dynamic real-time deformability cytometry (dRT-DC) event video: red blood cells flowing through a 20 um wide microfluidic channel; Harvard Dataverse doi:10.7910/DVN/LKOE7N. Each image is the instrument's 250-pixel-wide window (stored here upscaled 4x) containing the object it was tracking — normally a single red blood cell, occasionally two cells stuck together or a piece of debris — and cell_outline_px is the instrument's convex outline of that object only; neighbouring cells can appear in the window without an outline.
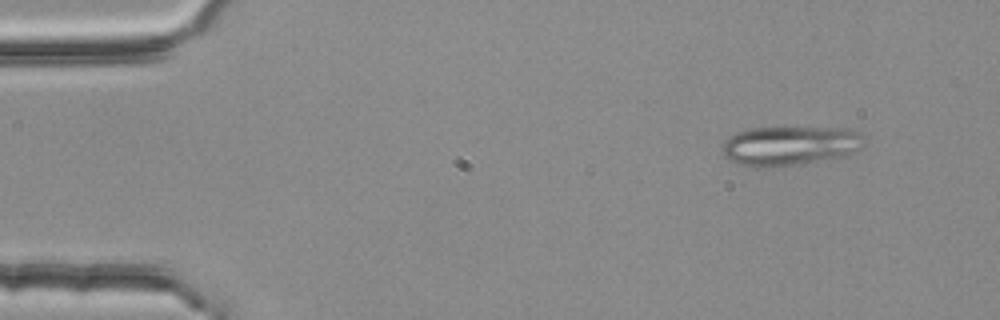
{"species": "common noctule bat (a hibernating species)", "species_latin": "Nyctalus noctula", "temperature_condition": "room temperature", "stored_images_in_passage": 4, "camera_frame_rate_fps": 3000, "um_per_image_px": 0.085, "animal": {"sex": "female", "body_mass_g": 25.1}, "frame": {"image": 1, "passage_image": 1, "time_ms": 0.0, "image_size_px": [1000, 320], "cell_outline_px": [[864, 144], [856, 152], [848, 156], [768, 168], [760, 168], [740, 164], [724, 156], [724, 140], [740, 132], [752, 128], [848, 128], [864, 132]], "centroid_in_image_um": [67.24, 12.38], "position_along_channel_um": 17.8, "area_um2": 32.48}}